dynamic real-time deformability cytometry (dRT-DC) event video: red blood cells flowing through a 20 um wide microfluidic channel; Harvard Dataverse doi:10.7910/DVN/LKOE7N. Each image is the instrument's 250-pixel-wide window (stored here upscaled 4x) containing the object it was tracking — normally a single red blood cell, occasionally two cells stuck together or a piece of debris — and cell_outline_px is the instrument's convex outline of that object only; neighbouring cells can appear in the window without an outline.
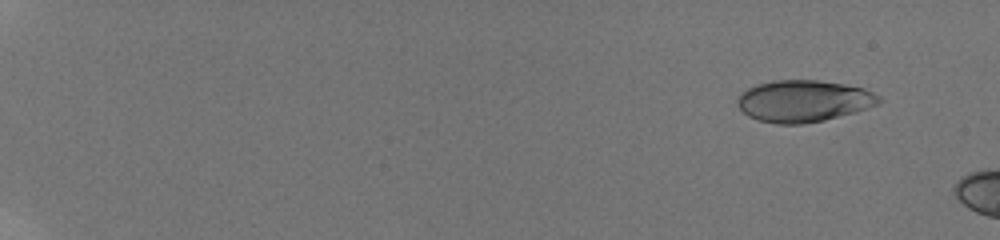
{"species": "human", "species_latin": "Homo sapiens", "temperature_condition": "room temperature", "stored_images_in_passage": 4, "camera_frame_rate_fps": 3000, "um_per_image_px": 0.085, "donor": {"sex": "male"}, "frame": {"image": 1, "passage_image": 2, "time_ms": 1.333, "image_size_px": [1000, 240], "cell_outline_px": [[880, 104], [856, 112], [824, 120], [800, 124], [776, 124], [760, 120], [748, 116], [736, 104], [736, 100], [740, 92], [756, 84], [772, 80], [816, 80], [844, 84], [864, 88], [880, 96]], "centroid_in_image_um": [68.29, 8.58], "position_along_channel_um": 16.7, "area_um2": 34.56}}